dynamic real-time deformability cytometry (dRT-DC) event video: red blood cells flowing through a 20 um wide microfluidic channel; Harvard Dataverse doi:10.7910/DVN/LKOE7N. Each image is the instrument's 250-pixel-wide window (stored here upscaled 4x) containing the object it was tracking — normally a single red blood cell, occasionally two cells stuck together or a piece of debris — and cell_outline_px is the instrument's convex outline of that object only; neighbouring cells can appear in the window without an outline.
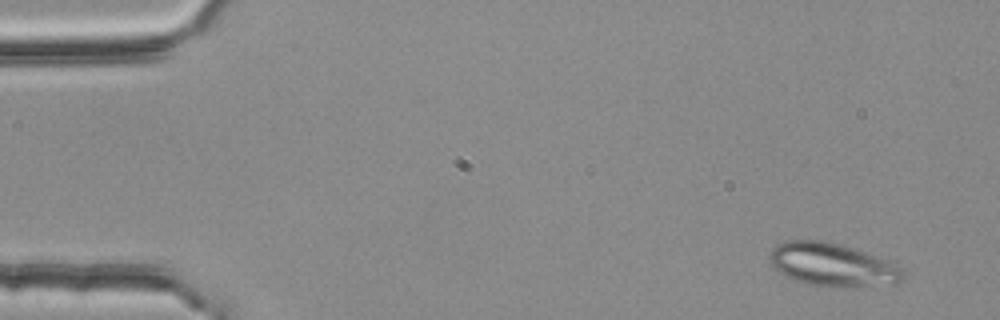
{"species": "common noctule bat (a hibernating species)", "species_latin": "Nyctalus noctula", "temperature_condition": "room temperature", "stored_images_in_passage": 4, "camera_frame_rate_fps": 3000, "um_per_image_px": 0.085, "animal": {"sex": "female", "body_mass_g": 25.1}, "frame": {"image": 1, "passage_image": 4, "time_ms": 1.0, "image_size_px": [1000, 320], "cell_outline_px": [[908, 276], [904, 280], [896, 284], [848, 288], [832, 288], [804, 284], [792, 280], [784, 276], [768, 260], [768, 252], [776, 244], [784, 240], [820, 240], [852, 248], [900, 264], [904, 268]], "centroid_in_image_um": [70.8, 22.54], "position_along_channel_um": 14.2, "area_um2": 34.68}}